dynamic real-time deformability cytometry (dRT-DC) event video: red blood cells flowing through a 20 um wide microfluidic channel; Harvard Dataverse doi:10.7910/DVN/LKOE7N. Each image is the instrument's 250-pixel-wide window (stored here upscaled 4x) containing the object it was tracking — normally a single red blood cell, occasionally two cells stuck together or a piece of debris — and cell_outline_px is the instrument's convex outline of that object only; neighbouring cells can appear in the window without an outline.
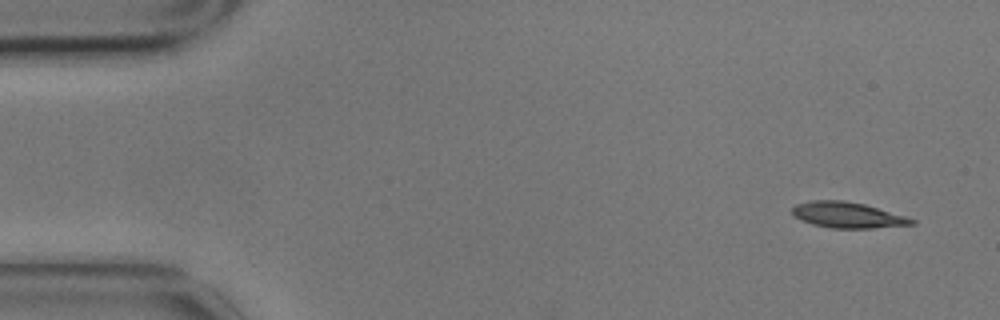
{"species": "common noctule bat (a hibernating species)", "species_latin": "Nyctalus noctula", "temperature_condition": "cold", "stored_images_in_passage": 8, "camera_frame_rate_fps": 3000, "um_per_image_px": 0.085, "animal": {"sex": "male", "body_mass_g": 17.9}, "frame": {"image": 1, "passage_image": 1, "time_ms": 0.0, "image_size_px": [1000, 320], "cell_outline_px": [[916, 224], [872, 228], [832, 228], [812, 224], [800, 220], [792, 216], [792, 208], [796, 204], [812, 200], [844, 200], [864, 204], [908, 216], [916, 220]], "centroid_in_image_um": [72.05, 18.27], "position_along_channel_um": 13.0, "area_um2": 18.15}}
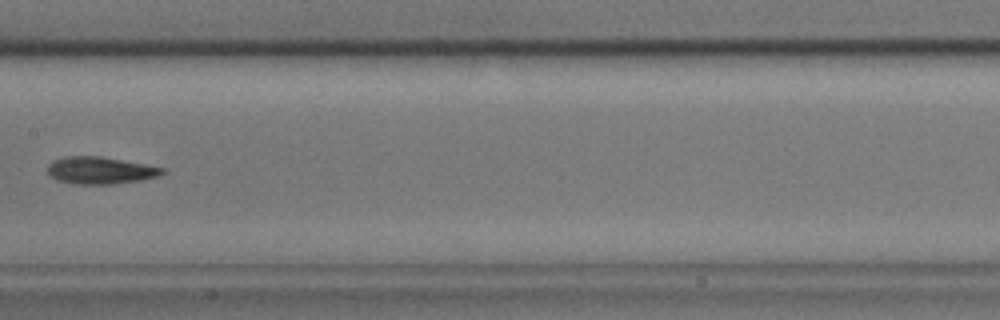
{"frame": {"image": 2, "passage_image": 8, "time_ms": 2.333, "image_size_px": [1000, 320], "cell_outline_px": [[164, 172], [156, 176], [140, 180], [112, 184], [72, 184], [56, 180], [48, 176], [48, 164], [52, 160], [64, 156], [100, 156], [164, 168]], "centroid_in_image_um": [8.42, 14.48], "position_along_channel_um": 199.0, "area_um2": 18.09}}